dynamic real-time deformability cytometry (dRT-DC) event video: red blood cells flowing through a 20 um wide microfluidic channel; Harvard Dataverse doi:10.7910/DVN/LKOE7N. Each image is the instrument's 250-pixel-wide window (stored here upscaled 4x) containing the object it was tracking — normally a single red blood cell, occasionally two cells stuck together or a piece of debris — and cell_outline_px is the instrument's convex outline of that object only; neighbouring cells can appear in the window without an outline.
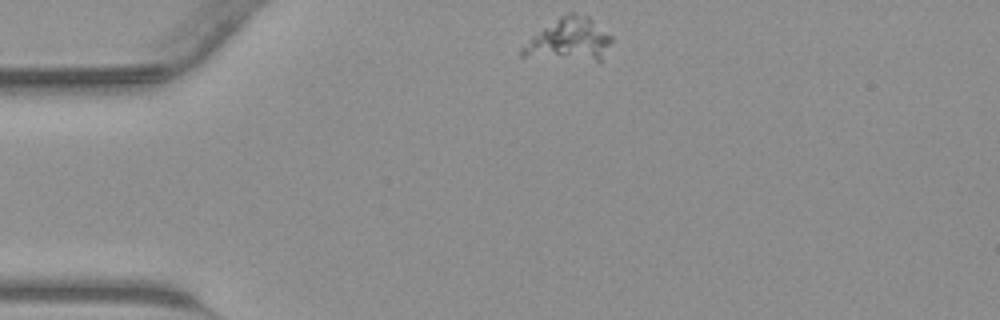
{"species": "common noctule bat (a hibernating species)", "species_latin": "Nyctalus noctula", "temperature_condition": "warm", "stored_images_in_passage": 37, "camera_frame_rate_fps": 3000, "um_per_image_px": 0.085, "animal": {"sex": "male", "body_mass_g": 23.1, "forearm_length_mm": 52.7}, "frame": {"image": 1, "passage_image": 1, "time_ms": 0.0, "image_size_px": [1000, 320], "cell_outline_px": [[612, 40], [600, 60], [596, 60], [520, 56], [520, 48], [532, 36], [560, 16], [568, 12], [572, 12], [588, 16], [612, 36]], "centroid_in_image_um": [48.36, 3.35], "position_along_channel_um": 36.6, "area_um2": 21.73}}
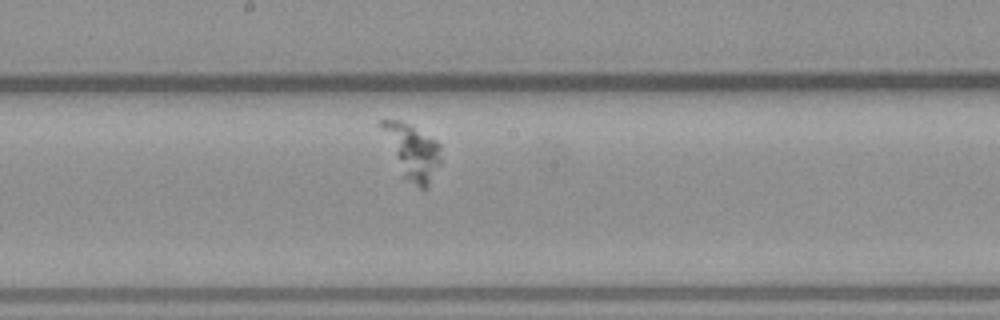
{"frame": {"image": 2, "passage_image": 16, "time_ms": 5.0, "image_size_px": [1000, 320], "cell_outline_px": [[440, 164], [428, 188], [420, 188], [404, 180], [380, 128], [380, 120], [400, 120], [408, 124], [436, 140], [440, 144]], "centroid_in_image_um": [35.05, 12.92], "position_along_channel_um": 213.2, "area_um2": 18.9}}
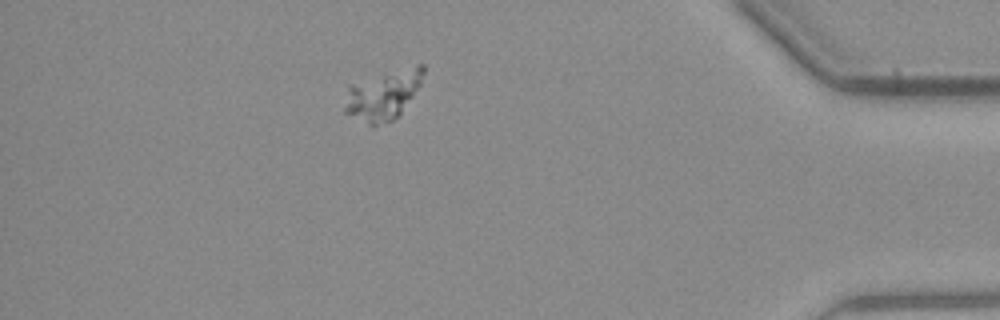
{"frame": {"image": 3, "passage_image": 32, "time_ms": 10.333, "image_size_px": [1000, 320], "cell_outline_px": [[424, 72], [420, 84], [412, 96], [400, 112], [392, 120], [376, 124], [368, 124], [344, 112], [344, 108], [348, 84], [420, 64], [424, 64]], "centroid_in_image_um": [32.53, 8.07], "position_along_channel_um": 402.7, "area_um2": 21.79}}